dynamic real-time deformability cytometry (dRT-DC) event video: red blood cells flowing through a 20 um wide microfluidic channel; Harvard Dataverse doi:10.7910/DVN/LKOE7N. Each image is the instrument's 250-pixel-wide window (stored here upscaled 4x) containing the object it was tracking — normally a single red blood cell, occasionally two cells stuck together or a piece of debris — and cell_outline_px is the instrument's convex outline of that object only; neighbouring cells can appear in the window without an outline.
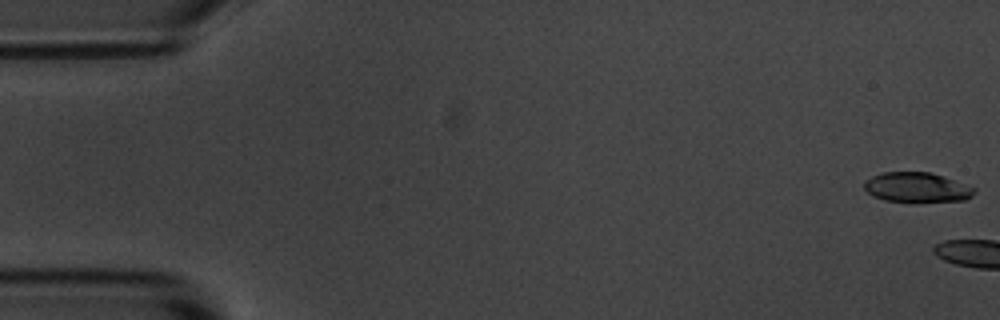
{"species": "common noctule bat (a hibernating species)", "species_latin": "Nyctalus noctula", "temperature_condition": "room temperature", "stored_images_in_passage": 8, "camera_frame_rate_fps": 3000, "um_per_image_px": 0.085, "animal": {"sex": "male", "body_mass_g": 20.1, "forearm_length_mm": 53.5}, "frame": {"image": 1, "passage_image": 1, "time_ms": 0.0, "image_size_px": [1000, 320], "cell_outline_px": [[976, 192], [972, 196], [964, 200], [916, 204], [912, 204], [884, 200], [872, 196], [864, 188], [864, 184], [872, 176], [884, 172], [928, 172], [976, 188]], "centroid_in_image_um": [77.93, 15.98], "position_along_channel_um": 7.1, "area_um2": 19.54}}